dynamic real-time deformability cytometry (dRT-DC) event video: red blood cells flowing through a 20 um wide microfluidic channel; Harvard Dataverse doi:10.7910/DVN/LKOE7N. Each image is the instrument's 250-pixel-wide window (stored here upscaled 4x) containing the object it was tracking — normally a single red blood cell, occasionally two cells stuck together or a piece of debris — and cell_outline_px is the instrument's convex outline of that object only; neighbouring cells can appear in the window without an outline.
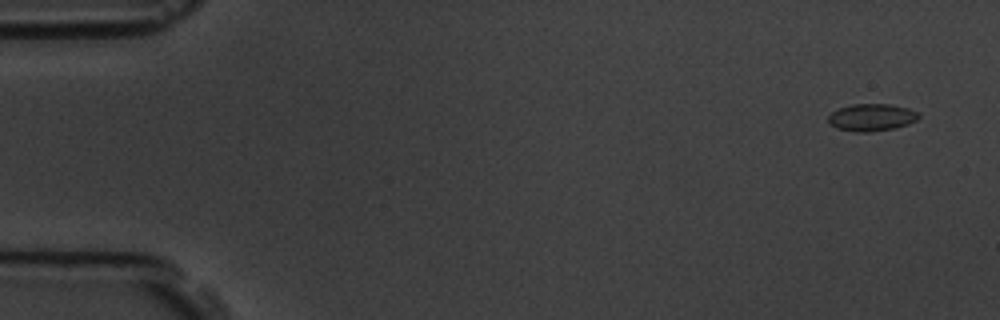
{"species": "common noctule bat (a hibernating species)", "species_latin": "Nyctalus noctula", "temperature_condition": "room temperature", "stored_images_in_passage": 6, "camera_frame_rate_fps": 3000, "um_per_image_px": 0.085, "animal": {"sex": "male", "body_mass_g": 19.5, "forearm_length_mm": 54.6}, "frame": {"image": 1, "passage_image": 1, "time_ms": 0.0, "image_size_px": [1000, 320], "cell_outline_px": [[920, 116], [916, 120], [908, 124], [896, 128], [868, 132], [856, 132], [836, 128], [828, 124], [828, 116], [832, 112], [840, 108], [852, 104], [888, 104], [908, 108], [916, 112]], "centroid_in_image_um": [74.06, 9.98], "position_along_channel_um": 10.9, "area_um2": 14.33}}
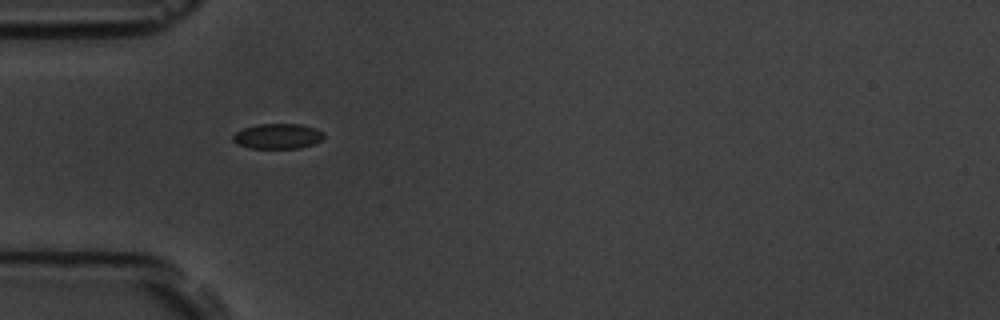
{"frame": {"image": 2, "passage_image": 5, "time_ms": 4.667, "image_size_px": [1000, 320], "cell_outline_px": [[324, 136], [320, 140], [312, 144], [300, 148], [248, 148], [236, 144], [232, 140], [232, 136], [236, 132], [244, 128], [260, 124], [300, 124], [316, 128], [324, 132]], "centroid_in_image_um": [23.59, 11.58], "position_along_channel_um": 61.4, "area_um2": 13.35}}
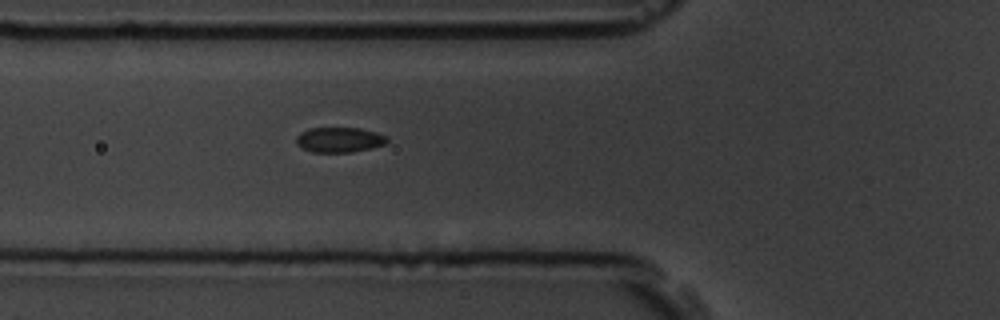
{"frame": {"image": 3, "passage_image": 6, "time_ms": 5.667, "image_size_px": [1000, 320], "cell_outline_px": [[388, 140], [384, 144], [372, 148], [352, 152], [312, 152], [296, 144], [296, 136], [300, 132], [308, 128], [360, 128], [376, 132], [388, 136]], "centroid_in_image_um": [28.85, 11.87], "position_along_channel_um": 97.0, "area_um2": 13.35}}